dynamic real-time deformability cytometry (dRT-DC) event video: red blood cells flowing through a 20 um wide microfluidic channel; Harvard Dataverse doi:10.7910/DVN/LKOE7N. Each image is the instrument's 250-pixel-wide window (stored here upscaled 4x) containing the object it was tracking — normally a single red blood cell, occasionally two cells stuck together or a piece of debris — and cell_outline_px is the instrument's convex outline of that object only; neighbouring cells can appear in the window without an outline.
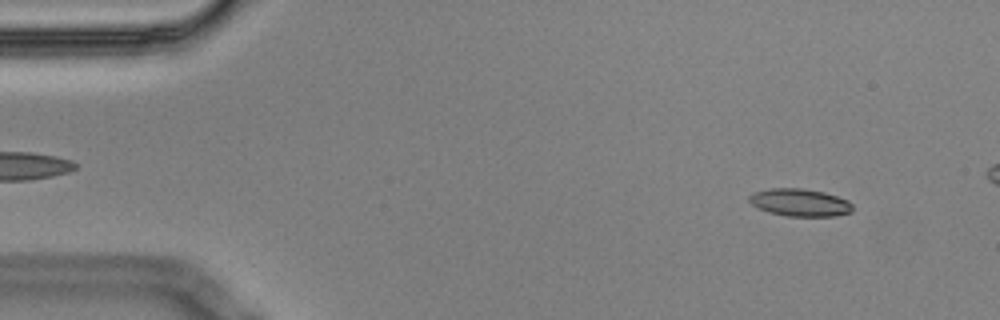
{"species": "Egyptian fruit bat (a non-hibernating species)", "species_latin": "Rousettus aegyptiacus", "temperature_condition": "cold", "stored_images_in_passage": 5, "camera_frame_rate_fps": 3000, "um_per_image_px": 0.085, "animal": {"sex": "male"}, "frame": {"image": 1, "passage_image": 1, "time_ms": 0.0, "image_size_px": [1000, 320], "cell_outline_px": [[852, 212], [836, 216], [788, 216], [768, 212], [752, 204], [748, 200], [748, 196], [752, 192], [772, 188], [804, 188], [824, 192], [848, 200], [852, 204]], "centroid_in_image_um": [67.99, 17.21], "position_along_channel_um": 17.0, "area_um2": 16.65}}
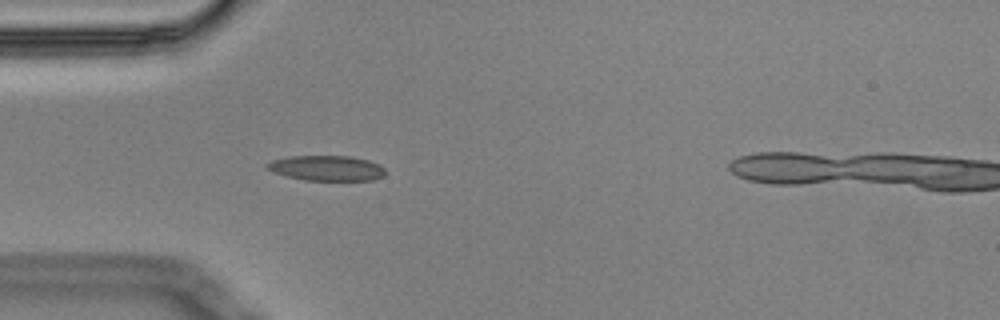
{"frame": {"image": 2, "passage_image": 4, "time_ms": 1.0, "image_size_px": [1000, 320], "cell_outline_px": [[384, 176], [372, 180], [304, 180], [272, 172], [264, 164], [272, 160], [288, 156], [348, 156], [368, 160], [380, 164], [384, 168]], "centroid_in_image_um": [27.76, 14.28], "position_along_channel_um": 57.2, "area_um2": 17.34}}